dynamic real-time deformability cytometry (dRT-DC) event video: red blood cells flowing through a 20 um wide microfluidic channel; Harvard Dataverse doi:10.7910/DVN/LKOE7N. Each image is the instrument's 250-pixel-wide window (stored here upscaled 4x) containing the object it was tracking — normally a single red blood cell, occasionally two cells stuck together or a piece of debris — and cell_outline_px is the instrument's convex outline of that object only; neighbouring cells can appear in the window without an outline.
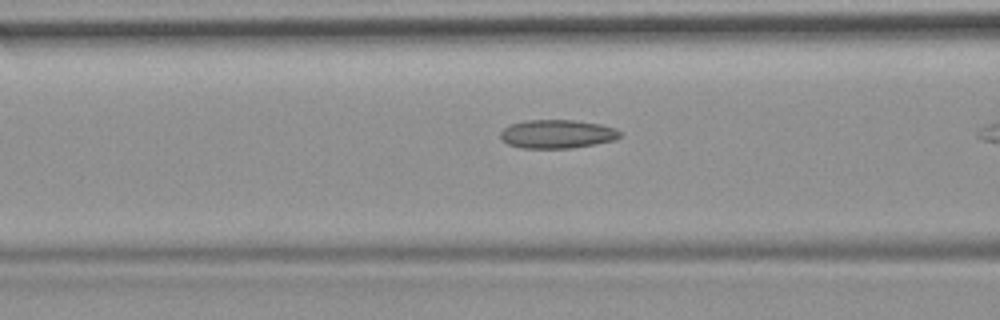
{"species": "common noctule bat (a hibernating species)", "species_latin": "Nyctalus noctula", "temperature_condition": "room temperature", "stored_images_in_passage": 30, "camera_frame_rate_fps": 3000, "um_per_image_px": 0.085, "animal": {"sex": "female", "body_mass_g": 19.9}, "frame": {"image": 1, "passage_image": 7, "time_ms": 2.0, "image_size_px": [1000, 320], "cell_outline_px": [[620, 136], [616, 140], [596, 144], [572, 148], [520, 148], [508, 144], [500, 136], [500, 132], [504, 128], [512, 124], [528, 120], [572, 120], [600, 124], [616, 128], [620, 132]], "centroid_in_image_um": [47.38, 11.4], "position_along_channel_um": 119.2, "area_um2": 19.88}}
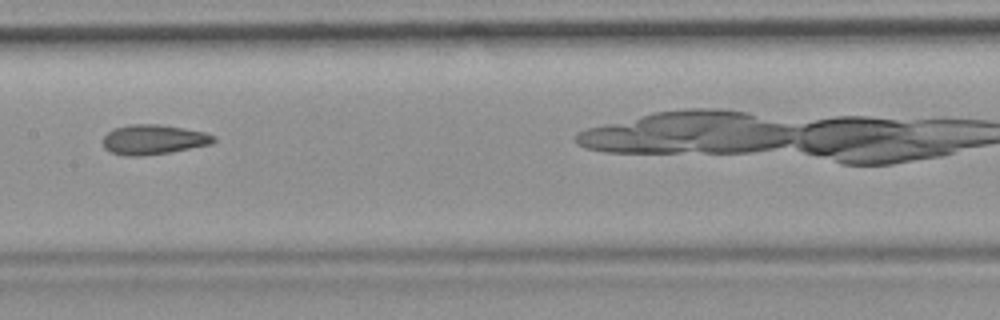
{"frame": {"image": 2, "passage_image": 13, "time_ms": 4.0, "image_size_px": [1000, 320], "cell_outline_px": [[216, 140], [212, 144], [168, 152], [144, 156], [124, 156], [112, 152], [104, 148], [104, 136], [112, 128], [128, 124], [160, 124], [184, 128], [204, 132], [212, 136]], "centroid_in_image_um": [13.01, 11.85], "position_along_channel_um": 194.4, "area_um2": 19.19}}
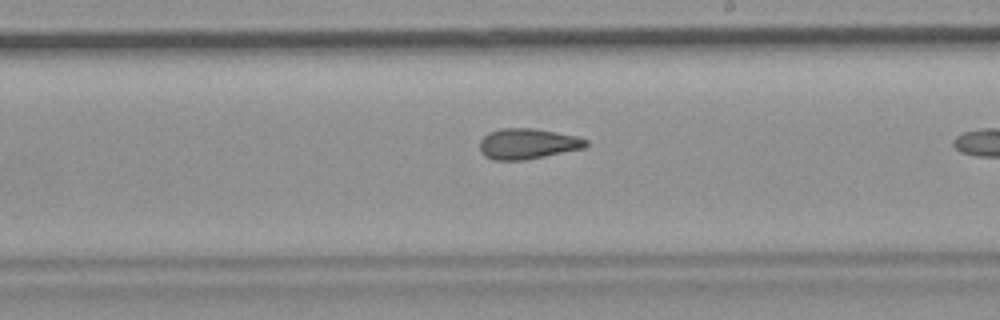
{"frame": {"image": 3, "passage_image": 17, "time_ms": 5.333, "image_size_px": [1000, 320], "cell_outline_px": [[588, 144], [584, 148], [524, 160], [492, 160], [484, 156], [480, 152], [480, 140], [488, 132], [500, 128], [536, 128], [576, 136], [588, 140]], "centroid_in_image_um": [44.81, 12.21], "position_along_channel_um": 244.2, "area_um2": 19.02}}